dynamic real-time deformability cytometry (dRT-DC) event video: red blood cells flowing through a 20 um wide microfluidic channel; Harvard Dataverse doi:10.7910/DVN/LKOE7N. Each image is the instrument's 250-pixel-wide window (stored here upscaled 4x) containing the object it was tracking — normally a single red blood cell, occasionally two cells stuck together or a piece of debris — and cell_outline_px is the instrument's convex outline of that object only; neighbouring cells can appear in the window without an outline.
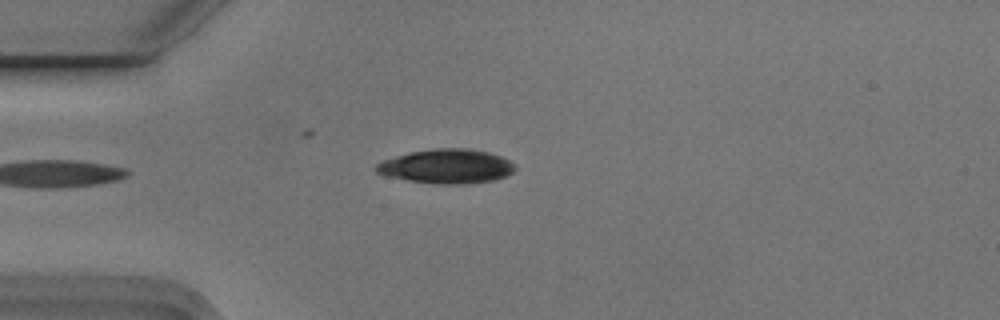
{"species": "Egyptian fruit bat (a non-hibernating species)", "species_latin": "Rousettus aegyptiacus", "temperature_condition": "cold", "stored_images_in_passage": 2, "camera_frame_rate_fps": 3000, "um_per_image_px": 0.085, "animal": {"sex": "male"}, "frame": {"image": 1, "passage_image": 2, "time_ms": 0.333, "image_size_px": [1000, 320], "cell_outline_px": [[516, 168], [508, 176], [496, 180], [468, 184], [436, 184], [408, 180], [384, 176], [376, 172], [376, 164], [384, 160], [396, 156], [412, 152], [436, 148], [464, 148], [488, 152], [500, 156], [508, 160]], "centroid_in_image_um": [37.97, 14.15], "position_along_channel_um": 47.0, "area_um2": 27.69}}